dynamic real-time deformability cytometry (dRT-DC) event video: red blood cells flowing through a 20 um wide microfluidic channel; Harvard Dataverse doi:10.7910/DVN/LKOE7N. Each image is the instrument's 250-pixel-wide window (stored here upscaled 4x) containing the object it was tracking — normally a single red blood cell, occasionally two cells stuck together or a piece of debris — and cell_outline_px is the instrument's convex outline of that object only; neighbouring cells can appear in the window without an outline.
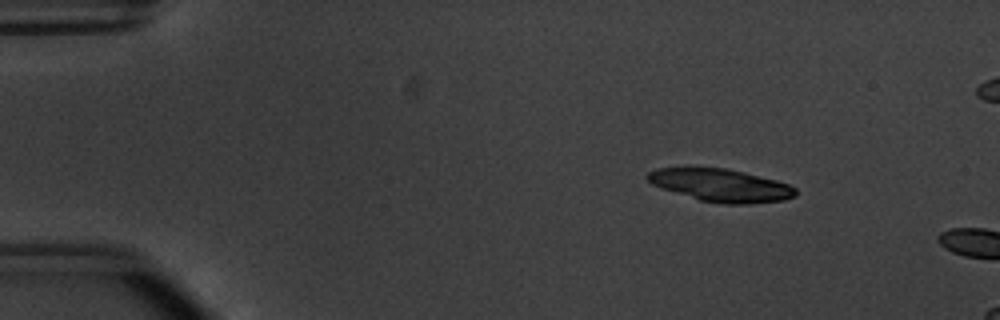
{"species": "common noctule bat (a hibernating species)", "species_latin": "Nyctalus noctula", "temperature_condition": "warm", "stored_images_in_passage": 5, "camera_frame_rate_fps": 3000, "um_per_image_px": 0.085, "animal": {"sex": "male", "body_mass_g": 20.1, "forearm_length_mm": 53.5}, "frame": {"image": 1, "passage_image": 2, "time_ms": 0.333, "image_size_px": [1000, 320], "cell_outline_px": [[796, 196], [784, 200], [748, 204], [724, 204], [700, 200], [660, 188], [652, 184], [644, 176], [648, 172], [656, 168], [688, 164], [724, 168], [744, 172], [776, 180], [788, 184], [796, 188]], "centroid_in_image_um": [61.17, 15.7], "position_along_channel_um": 23.8, "area_um2": 29.13}}